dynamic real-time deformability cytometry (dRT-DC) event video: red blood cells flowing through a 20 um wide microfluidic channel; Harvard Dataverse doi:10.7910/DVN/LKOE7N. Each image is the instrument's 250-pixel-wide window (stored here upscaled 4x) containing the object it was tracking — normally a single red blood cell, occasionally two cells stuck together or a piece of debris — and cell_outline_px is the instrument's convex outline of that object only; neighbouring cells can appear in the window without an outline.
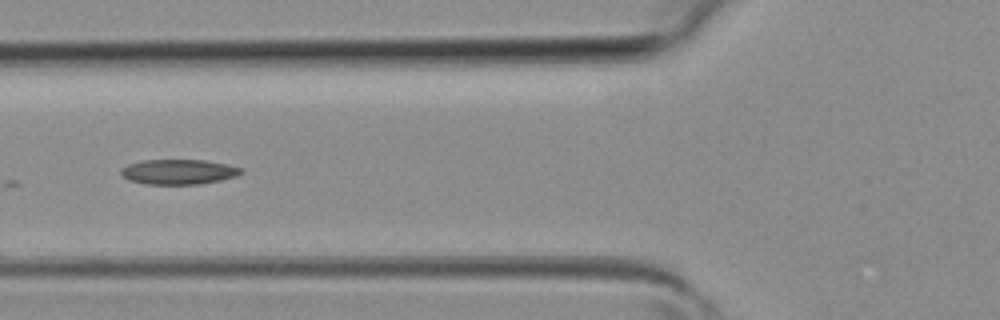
{"species": "common noctule bat (a hibernating species)", "species_latin": "Nyctalus noctula", "temperature_condition": "room temperature", "stored_images_in_passage": 5, "camera_frame_rate_fps": 3000, "um_per_image_px": 0.085, "animal": {"sex": "female", "body_mass_g": 19.3, "forearm_length_mm": 54.1}, "frame": {"image": 1, "passage_image": 5, "time_ms": 1.333, "image_size_px": [1000, 320], "cell_outline_px": [[244, 172], [236, 176], [220, 180], [200, 184], [144, 184], [128, 180], [120, 172], [120, 168], [128, 164], [144, 160], [204, 160], [228, 164], [244, 168]], "centroid_in_image_um": [15.2, 14.6], "position_along_channel_um": 110.6, "area_um2": 17.63}}